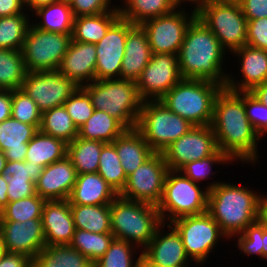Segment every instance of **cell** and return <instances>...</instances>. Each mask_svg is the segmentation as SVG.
I'll return each mask as SVG.
<instances>
[{
  "instance_id": "cell-17",
  "label": "cell",
  "mask_w": 267,
  "mask_h": 267,
  "mask_svg": "<svg viewBox=\"0 0 267 267\" xmlns=\"http://www.w3.org/2000/svg\"><path fill=\"white\" fill-rule=\"evenodd\" d=\"M119 17L97 43L95 80L120 78L122 59L128 31L134 26Z\"/></svg>"
},
{
  "instance_id": "cell-22",
  "label": "cell",
  "mask_w": 267,
  "mask_h": 267,
  "mask_svg": "<svg viewBox=\"0 0 267 267\" xmlns=\"http://www.w3.org/2000/svg\"><path fill=\"white\" fill-rule=\"evenodd\" d=\"M41 219L47 246L70 245L75 224L69 200L46 201Z\"/></svg>"
},
{
  "instance_id": "cell-42",
  "label": "cell",
  "mask_w": 267,
  "mask_h": 267,
  "mask_svg": "<svg viewBox=\"0 0 267 267\" xmlns=\"http://www.w3.org/2000/svg\"><path fill=\"white\" fill-rule=\"evenodd\" d=\"M118 153L112 143H106L101 150L97 173L119 195L127 182V175L120 163Z\"/></svg>"
},
{
  "instance_id": "cell-57",
  "label": "cell",
  "mask_w": 267,
  "mask_h": 267,
  "mask_svg": "<svg viewBox=\"0 0 267 267\" xmlns=\"http://www.w3.org/2000/svg\"><path fill=\"white\" fill-rule=\"evenodd\" d=\"M258 220L267 228V194H260Z\"/></svg>"
},
{
  "instance_id": "cell-35",
  "label": "cell",
  "mask_w": 267,
  "mask_h": 267,
  "mask_svg": "<svg viewBox=\"0 0 267 267\" xmlns=\"http://www.w3.org/2000/svg\"><path fill=\"white\" fill-rule=\"evenodd\" d=\"M75 229L92 233H111L110 204L70 205Z\"/></svg>"
},
{
  "instance_id": "cell-23",
  "label": "cell",
  "mask_w": 267,
  "mask_h": 267,
  "mask_svg": "<svg viewBox=\"0 0 267 267\" xmlns=\"http://www.w3.org/2000/svg\"><path fill=\"white\" fill-rule=\"evenodd\" d=\"M96 56L95 44L71 40L58 71L82 87L95 80Z\"/></svg>"
},
{
  "instance_id": "cell-3",
  "label": "cell",
  "mask_w": 267,
  "mask_h": 267,
  "mask_svg": "<svg viewBox=\"0 0 267 267\" xmlns=\"http://www.w3.org/2000/svg\"><path fill=\"white\" fill-rule=\"evenodd\" d=\"M253 190L223 180L208 193L207 213L229 241L258 220L261 192Z\"/></svg>"
},
{
  "instance_id": "cell-46",
  "label": "cell",
  "mask_w": 267,
  "mask_h": 267,
  "mask_svg": "<svg viewBox=\"0 0 267 267\" xmlns=\"http://www.w3.org/2000/svg\"><path fill=\"white\" fill-rule=\"evenodd\" d=\"M64 106L77 128L81 127L94 111L91 98L83 87H78L65 101Z\"/></svg>"
},
{
  "instance_id": "cell-43",
  "label": "cell",
  "mask_w": 267,
  "mask_h": 267,
  "mask_svg": "<svg viewBox=\"0 0 267 267\" xmlns=\"http://www.w3.org/2000/svg\"><path fill=\"white\" fill-rule=\"evenodd\" d=\"M114 238L112 233L98 234L75 229L70 246L87 256L94 264L105 254Z\"/></svg>"
},
{
  "instance_id": "cell-8",
  "label": "cell",
  "mask_w": 267,
  "mask_h": 267,
  "mask_svg": "<svg viewBox=\"0 0 267 267\" xmlns=\"http://www.w3.org/2000/svg\"><path fill=\"white\" fill-rule=\"evenodd\" d=\"M193 126L158 100L142 102L136 129L155 153H163Z\"/></svg>"
},
{
  "instance_id": "cell-16",
  "label": "cell",
  "mask_w": 267,
  "mask_h": 267,
  "mask_svg": "<svg viewBox=\"0 0 267 267\" xmlns=\"http://www.w3.org/2000/svg\"><path fill=\"white\" fill-rule=\"evenodd\" d=\"M217 150L216 137L211 125H204L193 126L162 154L170 170H180L185 164L211 156Z\"/></svg>"
},
{
  "instance_id": "cell-13",
  "label": "cell",
  "mask_w": 267,
  "mask_h": 267,
  "mask_svg": "<svg viewBox=\"0 0 267 267\" xmlns=\"http://www.w3.org/2000/svg\"><path fill=\"white\" fill-rule=\"evenodd\" d=\"M168 171L163 154L154 153L127 176L126 185L119 196L157 206L163 196L164 181Z\"/></svg>"
},
{
  "instance_id": "cell-19",
  "label": "cell",
  "mask_w": 267,
  "mask_h": 267,
  "mask_svg": "<svg viewBox=\"0 0 267 267\" xmlns=\"http://www.w3.org/2000/svg\"><path fill=\"white\" fill-rule=\"evenodd\" d=\"M0 237L6 252L34 257L46 246L42 219L0 221Z\"/></svg>"
},
{
  "instance_id": "cell-65",
  "label": "cell",
  "mask_w": 267,
  "mask_h": 267,
  "mask_svg": "<svg viewBox=\"0 0 267 267\" xmlns=\"http://www.w3.org/2000/svg\"><path fill=\"white\" fill-rule=\"evenodd\" d=\"M2 217H3V208L0 205V220L2 219Z\"/></svg>"
},
{
  "instance_id": "cell-15",
  "label": "cell",
  "mask_w": 267,
  "mask_h": 267,
  "mask_svg": "<svg viewBox=\"0 0 267 267\" xmlns=\"http://www.w3.org/2000/svg\"><path fill=\"white\" fill-rule=\"evenodd\" d=\"M181 79L178 55L152 53L136 80L139 97L142 101H158Z\"/></svg>"
},
{
  "instance_id": "cell-27",
  "label": "cell",
  "mask_w": 267,
  "mask_h": 267,
  "mask_svg": "<svg viewBox=\"0 0 267 267\" xmlns=\"http://www.w3.org/2000/svg\"><path fill=\"white\" fill-rule=\"evenodd\" d=\"M43 167L28 161H7L3 175L7 177L9 202L36 195L35 182Z\"/></svg>"
},
{
  "instance_id": "cell-52",
  "label": "cell",
  "mask_w": 267,
  "mask_h": 267,
  "mask_svg": "<svg viewBox=\"0 0 267 267\" xmlns=\"http://www.w3.org/2000/svg\"><path fill=\"white\" fill-rule=\"evenodd\" d=\"M33 260L24 254L6 252L1 261L0 267H32Z\"/></svg>"
},
{
  "instance_id": "cell-31",
  "label": "cell",
  "mask_w": 267,
  "mask_h": 267,
  "mask_svg": "<svg viewBox=\"0 0 267 267\" xmlns=\"http://www.w3.org/2000/svg\"><path fill=\"white\" fill-rule=\"evenodd\" d=\"M127 128L115 117L94 109L92 116L78 128V137L86 140L112 143Z\"/></svg>"
},
{
  "instance_id": "cell-10",
  "label": "cell",
  "mask_w": 267,
  "mask_h": 267,
  "mask_svg": "<svg viewBox=\"0 0 267 267\" xmlns=\"http://www.w3.org/2000/svg\"><path fill=\"white\" fill-rule=\"evenodd\" d=\"M72 40V34L41 30L32 23L22 48L27 72L58 70Z\"/></svg>"
},
{
  "instance_id": "cell-33",
  "label": "cell",
  "mask_w": 267,
  "mask_h": 267,
  "mask_svg": "<svg viewBox=\"0 0 267 267\" xmlns=\"http://www.w3.org/2000/svg\"><path fill=\"white\" fill-rule=\"evenodd\" d=\"M122 1V0H121ZM117 5L121 18L132 24L167 15L177 9L172 0H123ZM124 4V5H123Z\"/></svg>"
},
{
  "instance_id": "cell-50",
  "label": "cell",
  "mask_w": 267,
  "mask_h": 267,
  "mask_svg": "<svg viewBox=\"0 0 267 267\" xmlns=\"http://www.w3.org/2000/svg\"><path fill=\"white\" fill-rule=\"evenodd\" d=\"M267 51V17L247 20V43Z\"/></svg>"
},
{
  "instance_id": "cell-61",
  "label": "cell",
  "mask_w": 267,
  "mask_h": 267,
  "mask_svg": "<svg viewBox=\"0 0 267 267\" xmlns=\"http://www.w3.org/2000/svg\"><path fill=\"white\" fill-rule=\"evenodd\" d=\"M241 2L242 0H203V6L209 4H223V3L240 4Z\"/></svg>"
},
{
  "instance_id": "cell-41",
  "label": "cell",
  "mask_w": 267,
  "mask_h": 267,
  "mask_svg": "<svg viewBox=\"0 0 267 267\" xmlns=\"http://www.w3.org/2000/svg\"><path fill=\"white\" fill-rule=\"evenodd\" d=\"M226 163L231 165L233 161L226 154H224L218 149L211 156L185 164L179 171L182 172L187 178L192 180L194 183L201 185L203 184L204 180L207 181L211 178L212 182H207V185H205V187L210 191L217 184L220 183V181L212 180L214 179L213 176L215 175V173H218L220 171H213L212 167H215L214 165H226Z\"/></svg>"
},
{
  "instance_id": "cell-39",
  "label": "cell",
  "mask_w": 267,
  "mask_h": 267,
  "mask_svg": "<svg viewBox=\"0 0 267 267\" xmlns=\"http://www.w3.org/2000/svg\"><path fill=\"white\" fill-rule=\"evenodd\" d=\"M26 69L21 50L0 49V89H21Z\"/></svg>"
},
{
  "instance_id": "cell-34",
  "label": "cell",
  "mask_w": 267,
  "mask_h": 267,
  "mask_svg": "<svg viewBox=\"0 0 267 267\" xmlns=\"http://www.w3.org/2000/svg\"><path fill=\"white\" fill-rule=\"evenodd\" d=\"M32 267H93V263L70 245H46L34 257Z\"/></svg>"
},
{
  "instance_id": "cell-6",
  "label": "cell",
  "mask_w": 267,
  "mask_h": 267,
  "mask_svg": "<svg viewBox=\"0 0 267 267\" xmlns=\"http://www.w3.org/2000/svg\"><path fill=\"white\" fill-rule=\"evenodd\" d=\"M91 98L94 109L118 119L127 129L136 128L141 111L136 81L113 78L94 80L82 86Z\"/></svg>"
},
{
  "instance_id": "cell-59",
  "label": "cell",
  "mask_w": 267,
  "mask_h": 267,
  "mask_svg": "<svg viewBox=\"0 0 267 267\" xmlns=\"http://www.w3.org/2000/svg\"><path fill=\"white\" fill-rule=\"evenodd\" d=\"M172 1L175 4V6L179 9H181V7L185 9L186 2L187 5H189L188 3H190L191 6L189 7H192L193 9L191 8V10L196 13L203 7V0H172ZM182 5H184V7Z\"/></svg>"
},
{
  "instance_id": "cell-12",
  "label": "cell",
  "mask_w": 267,
  "mask_h": 267,
  "mask_svg": "<svg viewBox=\"0 0 267 267\" xmlns=\"http://www.w3.org/2000/svg\"><path fill=\"white\" fill-rule=\"evenodd\" d=\"M177 8L172 13L142 22L152 53L178 55L188 26L197 13ZM188 13V14H187Z\"/></svg>"
},
{
  "instance_id": "cell-47",
  "label": "cell",
  "mask_w": 267,
  "mask_h": 267,
  "mask_svg": "<svg viewBox=\"0 0 267 267\" xmlns=\"http://www.w3.org/2000/svg\"><path fill=\"white\" fill-rule=\"evenodd\" d=\"M237 237V238H236ZM263 237V224L257 220L249 225L242 233L232 237L236 238V246L243 256H258L262 260L261 239Z\"/></svg>"
},
{
  "instance_id": "cell-53",
  "label": "cell",
  "mask_w": 267,
  "mask_h": 267,
  "mask_svg": "<svg viewBox=\"0 0 267 267\" xmlns=\"http://www.w3.org/2000/svg\"><path fill=\"white\" fill-rule=\"evenodd\" d=\"M25 11L24 0H0V17L13 16Z\"/></svg>"
},
{
  "instance_id": "cell-11",
  "label": "cell",
  "mask_w": 267,
  "mask_h": 267,
  "mask_svg": "<svg viewBox=\"0 0 267 267\" xmlns=\"http://www.w3.org/2000/svg\"><path fill=\"white\" fill-rule=\"evenodd\" d=\"M197 17L211 30L229 53L247 43V19L239 4L204 5Z\"/></svg>"
},
{
  "instance_id": "cell-9",
  "label": "cell",
  "mask_w": 267,
  "mask_h": 267,
  "mask_svg": "<svg viewBox=\"0 0 267 267\" xmlns=\"http://www.w3.org/2000/svg\"><path fill=\"white\" fill-rule=\"evenodd\" d=\"M179 233L185 251L196 266H203L222 238L229 240L207 213L184 216L170 223Z\"/></svg>"
},
{
  "instance_id": "cell-14",
  "label": "cell",
  "mask_w": 267,
  "mask_h": 267,
  "mask_svg": "<svg viewBox=\"0 0 267 267\" xmlns=\"http://www.w3.org/2000/svg\"><path fill=\"white\" fill-rule=\"evenodd\" d=\"M78 85L58 70L26 72L21 89L32 98L39 110H50L64 105L78 89Z\"/></svg>"
},
{
  "instance_id": "cell-2",
  "label": "cell",
  "mask_w": 267,
  "mask_h": 267,
  "mask_svg": "<svg viewBox=\"0 0 267 267\" xmlns=\"http://www.w3.org/2000/svg\"><path fill=\"white\" fill-rule=\"evenodd\" d=\"M226 53L217 37L196 17L188 26L178 53L182 79L209 80L225 87L229 73L224 71Z\"/></svg>"
},
{
  "instance_id": "cell-38",
  "label": "cell",
  "mask_w": 267,
  "mask_h": 267,
  "mask_svg": "<svg viewBox=\"0 0 267 267\" xmlns=\"http://www.w3.org/2000/svg\"><path fill=\"white\" fill-rule=\"evenodd\" d=\"M26 10L13 16L0 17V49L22 50L32 16Z\"/></svg>"
},
{
  "instance_id": "cell-51",
  "label": "cell",
  "mask_w": 267,
  "mask_h": 267,
  "mask_svg": "<svg viewBox=\"0 0 267 267\" xmlns=\"http://www.w3.org/2000/svg\"><path fill=\"white\" fill-rule=\"evenodd\" d=\"M239 5L247 20L267 17V0H242Z\"/></svg>"
},
{
  "instance_id": "cell-66",
  "label": "cell",
  "mask_w": 267,
  "mask_h": 267,
  "mask_svg": "<svg viewBox=\"0 0 267 267\" xmlns=\"http://www.w3.org/2000/svg\"><path fill=\"white\" fill-rule=\"evenodd\" d=\"M57 1H60V2H65V3H69L72 1V0H57Z\"/></svg>"
},
{
  "instance_id": "cell-18",
  "label": "cell",
  "mask_w": 267,
  "mask_h": 267,
  "mask_svg": "<svg viewBox=\"0 0 267 267\" xmlns=\"http://www.w3.org/2000/svg\"><path fill=\"white\" fill-rule=\"evenodd\" d=\"M191 262L178 231L170 223H162L142 250L141 264L190 267Z\"/></svg>"
},
{
  "instance_id": "cell-63",
  "label": "cell",
  "mask_w": 267,
  "mask_h": 267,
  "mask_svg": "<svg viewBox=\"0 0 267 267\" xmlns=\"http://www.w3.org/2000/svg\"><path fill=\"white\" fill-rule=\"evenodd\" d=\"M6 253V250H5V246L3 244V240L2 238L0 237V261L3 257V255Z\"/></svg>"
},
{
  "instance_id": "cell-29",
  "label": "cell",
  "mask_w": 267,
  "mask_h": 267,
  "mask_svg": "<svg viewBox=\"0 0 267 267\" xmlns=\"http://www.w3.org/2000/svg\"><path fill=\"white\" fill-rule=\"evenodd\" d=\"M119 17L118 7L105 13L74 17L72 40L97 44Z\"/></svg>"
},
{
  "instance_id": "cell-64",
  "label": "cell",
  "mask_w": 267,
  "mask_h": 267,
  "mask_svg": "<svg viewBox=\"0 0 267 267\" xmlns=\"http://www.w3.org/2000/svg\"><path fill=\"white\" fill-rule=\"evenodd\" d=\"M141 267H172V266H161V265H154V264H141Z\"/></svg>"
},
{
  "instance_id": "cell-1",
  "label": "cell",
  "mask_w": 267,
  "mask_h": 267,
  "mask_svg": "<svg viewBox=\"0 0 267 267\" xmlns=\"http://www.w3.org/2000/svg\"><path fill=\"white\" fill-rule=\"evenodd\" d=\"M211 127L218 149L234 163L252 164L258 161L257 147L263 139L250 123L245 110V92H233L223 87L214 101Z\"/></svg>"
},
{
  "instance_id": "cell-55",
  "label": "cell",
  "mask_w": 267,
  "mask_h": 267,
  "mask_svg": "<svg viewBox=\"0 0 267 267\" xmlns=\"http://www.w3.org/2000/svg\"><path fill=\"white\" fill-rule=\"evenodd\" d=\"M250 93L260 102L267 106V81L255 86Z\"/></svg>"
},
{
  "instance_id": "cell-7",
  "label": "cell",
  "mask_w": 267,
  "mask_h": 267,
  "mask_svg": "<svg viewBox=\"0 0 267 267\" xmlns=\"http://www.w3.org/2000/svg\"><path fill=\"white\" fill-rule=\"evenodd\" d=\"M194 183L179 170L167 172L164 191L157 205L163 223H171L175 219L199 215L207 212L209 190Z\"/></svg>"
},
{
  "instance_id": "cell-24",
  "label": "cell",
  "mask_w": 267,
  "mask_h": 267,
  "mask_svg": "<svg viewBox=\"0 0 267 267\" xmlns=\"http://www.w3.org/2000/svg\"><path fill=\"white\" fill-rule=\"evenodd\" d=\"M124 51L120 78L136 81L152 56L147 34L140 24L128 31Z\"/></svg>"
},
{
  "instance_id": "cell-25",
  "label": "cell",
  "mask_w": 267,
  "mask_h": 267,
  "mask_svg": "<svg viewBox=\"0 0 267 267\" xmlns=\"http://www.w3.org/2000/svg\"><path fill=\"white\" fill-rule=\"evenodd\" d=\"M117 196L114 189L95 172L77 175L68 200L70 205H105L111 204Z\"/></svg>"
},
{
  "instance_id": "cell-21",
  "label": "cell",
  "mask_w": 267,
  "mask_h": 267,
  "mask_svg": "<svg viewBox=\"0 0 267 267\" xmlns=\"http://www.w3.org/2000/svg\"><path fill=\"white\" fill-rule=\"evenodd\" d=\"M77 178L75 167L66 155L43 168L35 182L36 193L46 201L68 200Z\"/></svg>"
},
{
  "instance_id": "cell-4",
  "label": "cell",
  "mask_w": 267,
  "mask_h": 267,
  "mask_svg": "<svg viewBox=\"0 0 267 267\" xmlns=\"http://www.w3.org/2000/svg\"><path fill=\"white\" fill-rule=\"evenodd\" d=\"M111 233L143 250L163 223L158 207L153 204L131 201L119 195L110 204Z\"/></svg>"
},
{
  "instance_id": "cell-30",
  "label": "cell",
  "mask_w": 267,
  "mask_h": 267,
  "mask_svg": "<svg viewBox=\"0 0 267 267\" xmlns=\"http://www.w3.org/2000/svg\"><path fill=\"white\" fill-rule=\"evenodd\" d=\"M33 14L37 19L34 21L32 19L31 22L41 30L61 34H72L73 32L74 16L69 3L57 1L38 8L31 16Z\"/></svg>"
},
{
  "instance_id": "cell-28",
  "label": "cell",
  "mask_w": 267,
  "mask_h": 267,
  "mask_svg": "<svg viewBox=\"0 0 267 267\" xmlns=\"http://www.w3.org/2000/svg\"><path fill=\"white\" fill-rule=\"evenodd\" d=\"M112 144L127 176L155 153L136 128L126 129Z\"/></svg>"
},
{
  "instance_id": "cell-26",
  "label": "cell",
  "mask_w": 267,
  "mask_h": 267,
  "mask_svg": "<svg viewBox=\"0 0 267 267\" xmlns=\"http://www.w3.org/2000/svg\"><path fill=\"white\" fill-rule=\"evenodd\" d=\"M39 129L12 117L0 123V150L7 161H25L29 141Z\"/></svg>"
},
{
  "instance_id": "cell-36",
  "label": "cell",
  "mask_w": 267,
  "mask_h": 267,
  "mask_svg": "<svg viewBox=\"0 0 267 267\" xmlns=\"http://www.w3.org/2000/svg\"><path fill=\"white\" fill-rule=\"evenodd\" d=\"M105 144L79 137L67 144V156L71 159L77 175L98 171L99 157Z\"/></svg>"
},
{
  "instance_id": "cell-49",
  "label": "cell",
  "mask_w": 267,
  "mask_h": 267,
  "mask_svg": "<svg viewBox=\"0 0 267 267\" xmlns=\"http://www.w3.org/2000/svg\"><path fill=\"white\" fill-rule=\"evenodd\" d=\"M112 1L113 0H72L70 2V8L74 17L96 15L113 11L117 5H114Z\"/></svg>"
},
{
  "instance_id": "cell-37",
  "label": "cell",
  "mask_w": 267,
  "mask_h": 267,
  "mask_svg": "<svg viewBox=\"0 0 267 267\" xmlns=\"http://www.w3.org/2000/svg\"><path fill=\"white\" fill-rule=\"evenodd\" d=\"M39 131L61 139L67 144L78 137V128L64 105L54 107L42 113Z\"/></svg>"
},
{
  "instance_id": "cell-54",
  "label": "cell",
  "mask_w": 267,
  "mask_h": 267,
  "mask_svg": "<svg viewBox=\"0 0 267 267\" xmlns=\"http://www.w3.org/2000/svg\"><path fill=\"white\" fill-rule=\"evenodd\" d=\"M12 90H0V123L11 117Z\"/></svg>"
},
{
  "instance_id": "cell-20",
  "label": "cell",
  "mask_w": 267,
  "mask_h": 267,
  "mask_svg": "<svg viewBox=\"0 0 267 267\" xmlns=\"http://www.w3.org/2000/svg\"><path fill=\"white\" fill-rule=\"evenodd\" d=\"M231 54L238 59L236 63L242 77L236 79L238 76L235 73H228L225 88L233 92H250L255 86L267 81V51L244 45Z\"/></svg>"
},
{
  "instance_id": "cell-58",
  "label": "cell",
  "mask_w": 267,
  "mask_h": 267,
  "mask_svg": "<svg viewBox=\"0 0 267 267\" xmlns=\"http://www.w3.org/2000/svg\"><path fill=\"white\" fill-rule=\"evenodd\" d=\"M7 190H8L7 177H5L3 174H0V205L2 208H4L9 202L7 196Z\"/></svg>"
},
{
  "instance_id": "cell-32",
  "label": "cell",
  "mask_w": 267,
  "mask_h": 267,
  "mask_svg": "<svg viewBox=\"0 0 267 267\" xmlns=\"http://www.w3.org/2000/svg\"><path fill=\"white\" fill-rule=\"evenodd\" d=\"M66 155V142L38 131L28 143L25 161L45 168Z\"/></svg>"
},
{
  "instance_id": "cell-44",
  "label": "cell",
  "mask_w": 267,
  "mask_h": 267,
  "mask_svg": "<svg viewBox=\"0 0 267 267\" xmlns=\"http://www.w3.org/2000/svg\"><path fill=\"white\" fill-rule=\"evenodd\" d=\"M45 202L46 200L38 194L8 202L3 208V217L0 221L26 222L28 219H41Z\"/></svg>"
},
{
  "instance_id": "cell-40",
  "label": "cell",
  "mask_w": 267,
  "mask_h": 267,
  "mask_svg": "<svg viewBox=\"0 0 267 267\" xmlns=\"http://www.w3.org/2000/svg\"><path fill=\"white\" fill-rule=\"evenodd\" d=\"M138 249L133 243L114 238L108 250L93 267H141L142 250Z\"/></svg>"
},
{
  "instance_id": "cell-60",
  "label": "cell",
  "mask_w": 267,
  "mask_h": 267,
  "mask_svg": "<svg viewBox=\"0 0 267 267\" xmlns=\"http://www.w3.org/2000/svg\"><path fill=\"white\" fill-rule=\"evenodd\" d=\"M262 261H267V228L263 225V237L261 239Z\"/></svg>"
},
{
  "instance_id": "cell-5",
  "label": "cell",
  "mask_w": 267,
  "mask_h": 267,
  "mask_svg": "<svg viewBox=\"0 0 267 267\" xmlns=\"http://www.w3.org/2000/svg\"><path fill=\"white\" fill-rule=\"evenodd\" d=\"M223 88L203 79H181L159 101L194 126L211 125L214 101Z\"/></svg>"
},
{
  "instance_id": "cell-48",
  "label": "cell",
  "mask_w": 267,
  "mask_h": 267,
  "mask_svg": "<svg viewBox=\"0 0 267 267\" xmlns=\"http://www.w3.org/2000/svg\"><path fill=\"white\" fill-rule=\"evenodd\" d=\"M245 110L253 128L262 138L267 134V106L250 92H245Z\"/></svg>"
},
{
  "instance_id": "cell-62",
  "label": "cell",
  "mask_w": 267,
  "mask_h": 267,
  "mask_svg": "<svg viewBox=\"0 0 267 267\" xmlns=\"http://www.w3.org/2000/svg\"><path fill=\"white\" fill-rule=\"evenodd\" d=\"M6 162L7 160L5 158L4 152L0 150V174H3Z\"/></svg>"
},
{
  "instance_id": "cell-45",
  "label": "cell",
  "mask_w": 267,
  "mask_h": 267,
  "mask_svg": "<svg viewBox=\"0 0 267 267\" xmlns=\"http://www.w3.org/2000/svg\"><path fill=\"white\" fill-rule=\"evenodd\" d=\"M41 116L42 112L35 101L22 89L12 90V118L28 125H34L39 129Z\"/></svg>"
},
{
  "instance_id": "cell-56",
  "label": "cell",
  "mask_w": 267,
  "mask_h": 267,
  "mask_svg": "<svg viewBox=\"0 0 267 267\" xmlns=\"http://www.w3.org/2000/svg\"><path fill=\"white\" fill-rule=\"evenodd\" d=\"M57 2V0H24L25 8L32 14L38 8L48 6L51 3Z\"/></svg>"
}]
</instances>
